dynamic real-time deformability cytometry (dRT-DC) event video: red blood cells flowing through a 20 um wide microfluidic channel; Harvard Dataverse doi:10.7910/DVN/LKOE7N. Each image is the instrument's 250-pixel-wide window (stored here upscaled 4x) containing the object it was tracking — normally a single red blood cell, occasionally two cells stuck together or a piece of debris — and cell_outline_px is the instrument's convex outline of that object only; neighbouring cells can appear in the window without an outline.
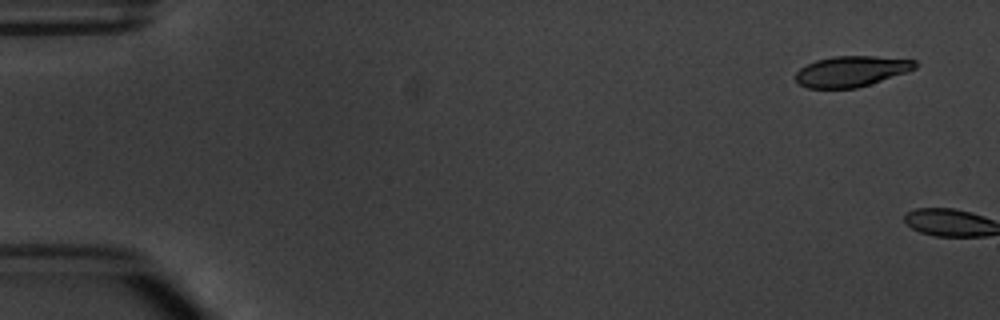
{"species": "common noctule bat (a hibernating species)", "species_latin": "Nyctalus noctula", "temperature_condition": "warm", "stored_images_in_passage": 2, "camera_frame_rate_fps": 3000, "um_per_image_px": 0.085, "animal": {"sex": "male", "body_mass_g": 20.1, "forearm_length_mm": 53.5}, "frame": {"image": 1, "passage_image": 1, "time_ms": 0.0, "image_size_px": [1000, 320], "cell_outline_px": [[920, 64], [916, 68], [908, 72], [856, 88], [808, 88], [800, 84], [796, 80], [796, 72], [800, 68], [816, 60], [832, 56], [872, 56], [916, 60]], "centroid_in_image_um": [72.4, 6.05], "position_along_channel_um": 12.6, "area_um2": 21.33}}